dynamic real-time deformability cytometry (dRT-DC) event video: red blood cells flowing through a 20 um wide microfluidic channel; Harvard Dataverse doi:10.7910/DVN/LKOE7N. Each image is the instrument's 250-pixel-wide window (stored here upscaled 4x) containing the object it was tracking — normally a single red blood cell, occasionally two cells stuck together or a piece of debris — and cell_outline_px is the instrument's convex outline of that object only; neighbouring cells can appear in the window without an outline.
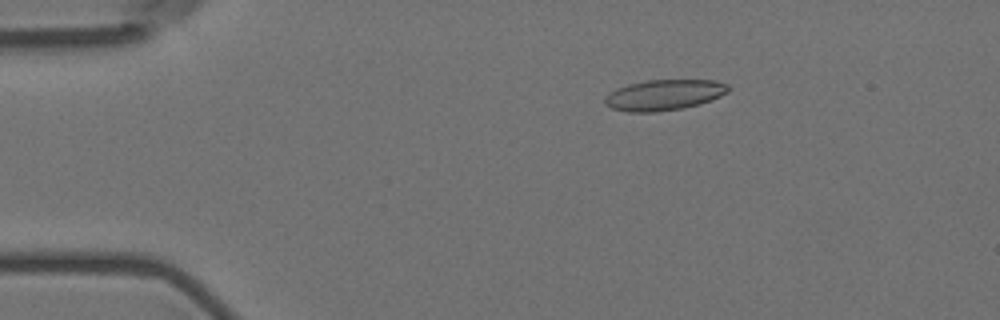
{"species": "Egyptian fruit bat (a non-hibernating species)", "species_latin": "Rousettus aegyptiacus", "temperature_condition": "room temperature", "stored_images_in_passage": 55, "camera_frame_rate_fps": 3000, "um_per_image_px": 0.085, "animal": {"sex": "female"}, "frame": {"image": 1, "passage_image": 10, "time_ms": 3.0, "image_size_px": [1000, 320], "cell_outline_px": [[728, 92], [720, 96], [700, 104], [684, 108], [656, 112], [628, 112], [612, 108], [604, 104], [604, 100], [612, 92], [628, 84], [648, 80], [716, 80], [728, 84]], "centroid_in_image_um": [56.48, 8.07], "position_along_channel_um": 28.5, "area_um2": 21.91}}
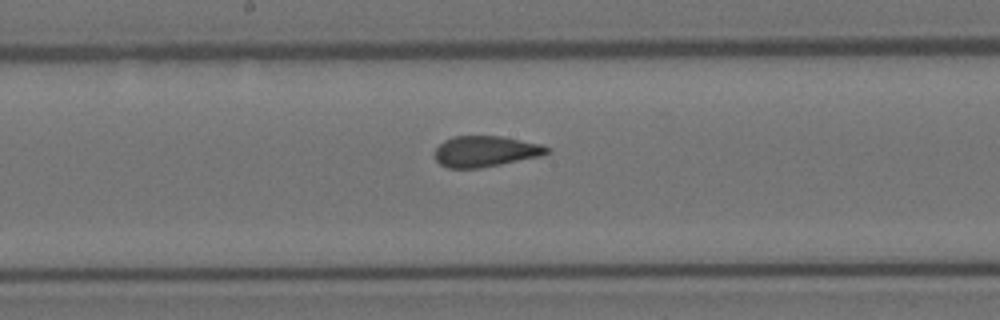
{"frame": {"image": 2, "passage_image": 29, "time_ms": 9.333, "image_size_px": [1000, 320], "cell_outline_px": [[552, 148], [548, 152], [540, 156], [480, 168], [448, 168], [440, 164], [436, 160], [436, 148], [444, 140], [452, 136], [500, 136], [544, 144]], "centroid_in_image_um": [41.29, 12.85], "position_along_channel_um": 206.9, "area_um2": 20.17}}
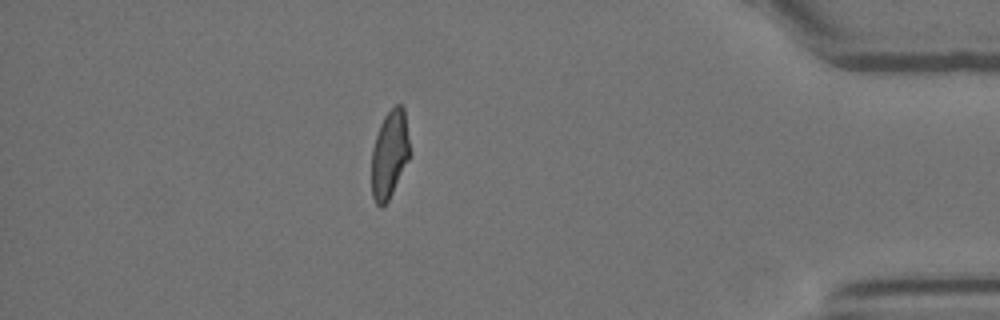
{"frame": {"image": 3, "passage_image": 48, "time_ms": 15.667, "image_size_px": [1000, 320], "cell_outline_px": [[412, 152], [388, 200], [380, 208], [376, 204], [372, 196], [372, 148], [380, 124], [384, 116], [396, 104], [400, 104], [404, 108]], "centroid_in_image_um": [33.13, 13.08], "position_along_channel_um": 402.1, "area_um2": 19.59}, "authors_computed_cell_mechanics": {"area_um2": 20.9236, "velocity_mm_per_s": 3.7352, "shape_relaxation_time_tau1_ms": null, "shape_relaxation_time_tau2_ms": 1.051, "deformation_change_tau1": null, "deformation_change_tau2": 0.0634}}